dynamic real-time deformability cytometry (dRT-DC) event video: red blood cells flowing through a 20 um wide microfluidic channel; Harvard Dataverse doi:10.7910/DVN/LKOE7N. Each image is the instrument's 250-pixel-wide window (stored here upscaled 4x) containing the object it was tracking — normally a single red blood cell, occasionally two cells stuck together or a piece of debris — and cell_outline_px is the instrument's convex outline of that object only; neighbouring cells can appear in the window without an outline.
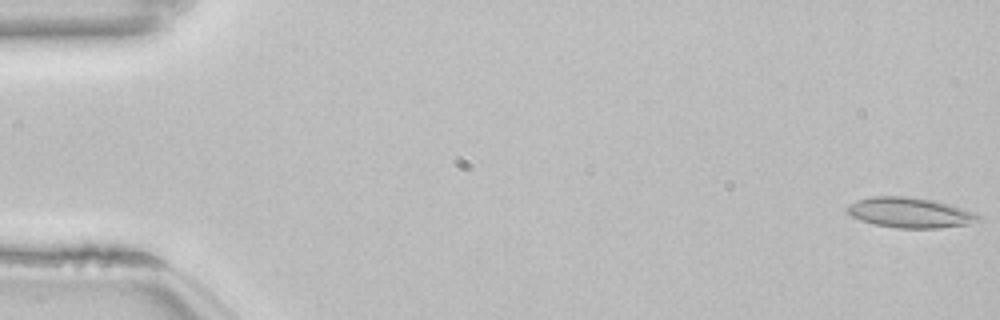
{"species": "common noctule bat (a hibernating species)", "species_latin": "Nyctalus noctula", "temperature_condition": "room temperature", "stored_images_in_passage": 54, "camera_frame_rate_fps": 3000, "um_per_image_px": 0.085, "animal": {"sex": "female", "body_mass_g": 22.7, "forearm_length_mm": 54.2}, "frame": {"image": 1, "passage_image": 1, "time_ms": 0.0, "image_size_px": [1000, 320], "cell_outline_px": [[980, 220], [968, 224], [940, 228], [896, 228], [876, 224], [860, 220], [852, 216], [848, 212], [848, 204], [872, 196], [908, 196], [936, 200], [976, 212], [980, 216]], "centroid_in_image_um": [77.4, 18.07], "position_along_channel_um": 7.6, "area_um2": 23.12}}
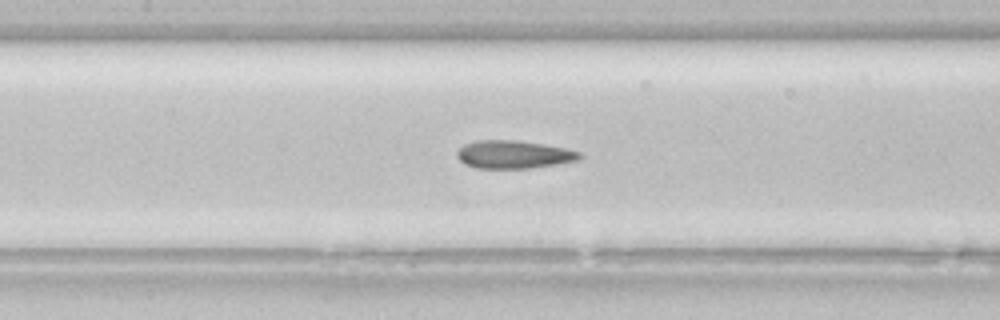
{"frame": {"image": 2, "passage_image": 25, "time_ms": 8.0, "image_size_px": [1000, 320], "cell_outline_px": [[584, 156], [580, 160], [532, 168], [476, 168], [464, 164], [456, 156], [456, 152], [464, 144], [476, 140], [516, 140], [544, 144], [564, 148], [580, 152]], "centroid_in_image_um": [43.66, 13.13], "position_along_channel_um": 163.7, "area_um2": 20.11}}
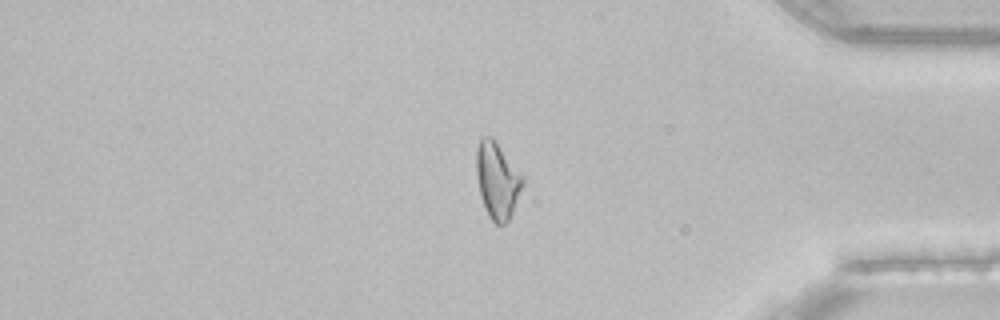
{"frame": {"image": 3, "passage_image": 45, "time_ms": 14.667, "image_size_px": [1000, 320], "cell_outline_px": [[524, 184], [512, 212], [508, 220], [500, 228], [488, 216], [480, 196], [476, 176], [476, 148], [480, 136], [492, 136], [496, 140], [524, 176]], "centroid_in_image_um": [42.26, 15.3], "position_along_channel_um": 392.9, "area_um2": 21.04}, "authors_computed_cell_mechanics": {"area_um2": 21.2415, "velocity_mm_per_s": 3.8462, "shape_relaxation_time_tau1_ms": null, "shape_relaxation_time_tau2_ms": 2.9835, "deformation_change_tau1": null, "deformation_change_tau2": 0.0959}}